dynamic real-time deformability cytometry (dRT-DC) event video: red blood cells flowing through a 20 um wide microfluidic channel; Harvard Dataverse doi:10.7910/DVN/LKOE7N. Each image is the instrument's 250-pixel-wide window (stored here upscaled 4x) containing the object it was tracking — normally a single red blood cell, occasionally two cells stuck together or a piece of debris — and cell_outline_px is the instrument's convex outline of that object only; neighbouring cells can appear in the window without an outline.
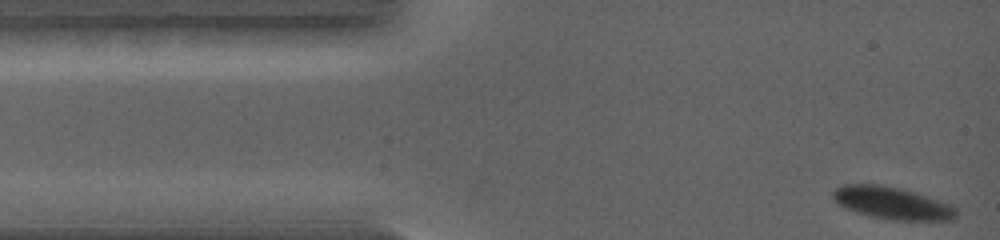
{"species": "common noctule bat (a hibernating species)", "species_latin": "Nyctalus noctula", "temperature_condition": "warm", "stored_images_in_passage": 16, "camera_frame_rate_fps": 5000, "um_per_image_px": 0.085, "animal": {"sex": "female", "body_mass_g": 19.0, "forearm_length_mm": 56.7}, "frame": {"image": 1, "passage_image": 1, "time_ms": 0.0, "image_size_px": [1000, 240], "cell_outline_px": [[956, 216], [952, 220], [892, 220], [868, 216], [844, 208], [836, 204], [832, 196], [832, 192], [836, 188], [844, 184], [880, 184], [900, 188], [952, 204], [956, 208]], "centroid_in_image_um": [75.79, 17.26], "position_along_channel_um": 9.2, "area_um2": 23.35}}
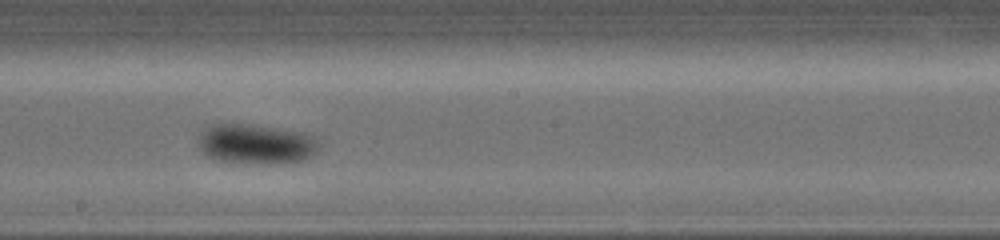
{"frame": {"image": 2, "passage_image": 15, "time_ms": 2.8, "image_size_px": [1000, 240], "cell_outline_px": [[320, 144], [316, 152], [312, 156], [304, 160], [280, 164], [216, 160], [208, 156], [200, 148], [200, 132], [204, 128], [212, 124], [248, 124], [308, 132]], "centroid_in_image_um": [21.82, 12.23], "position_along_channel_um": 226.4, "area_um2": 28.03}}
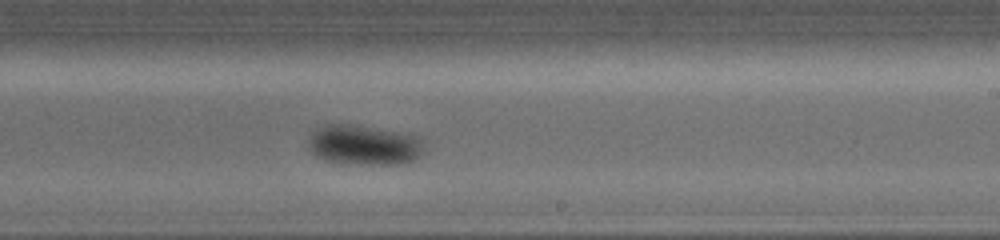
{"frame": {"image": 3, "passage_image": 16, "time_ms": 3.0, "image_size_px": [1000, 240], "cell_outline_px": [[428, 148], [420, 156], [408, 164], [356, 164], [324, 160], [312, 152], [308, 148], [308, 140], [312, 132], [316, 128], [324, 124], [352, 124], [408, 132], [420, 136], [424, 140]], "centroid_in_image_um": [31.05, 12.31], "position_along_channel_um": 258.0, "area_um2": 27.98}}